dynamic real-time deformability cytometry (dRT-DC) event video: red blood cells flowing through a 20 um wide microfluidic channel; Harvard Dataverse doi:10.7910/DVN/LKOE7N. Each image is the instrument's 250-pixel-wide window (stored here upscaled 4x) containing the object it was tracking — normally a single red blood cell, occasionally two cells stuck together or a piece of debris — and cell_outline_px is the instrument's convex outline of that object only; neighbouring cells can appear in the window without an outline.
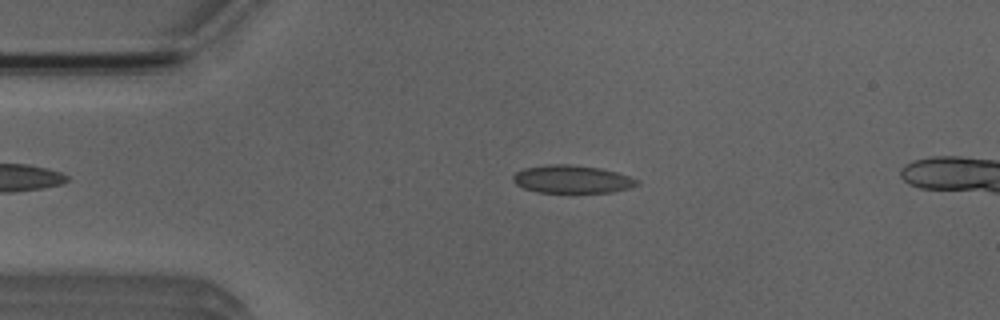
{"species": "Egyptian fruit bat (a non-hibernating species)", "species_latin": "Rousettus aegyptiacus", "temperature_condition": "room temperature", "stored_images_in_passage": 44, "camera_frame_rate_fps": 3000, "um_per_image_px": 0.085, "animal": {"sex": "male"}, "frame": {"image": 1, "passage_image": 10, "time_ms": 3.0, "image_size_px": [1000, 320], "cell_outline_px": [[640, 184], [628, 188], [612, 192], [540, 192], [524, 188], [516, 184], [512, 180], [512, 176], [516, 172], [524, 168], [548, 164], [568, 164], [600, 168], [616, 172], [640, 180]], "centroid_in_image_um": [48.62, 15.23], "position_along_channel_um": 36.4, "area_um2": 20.06}}
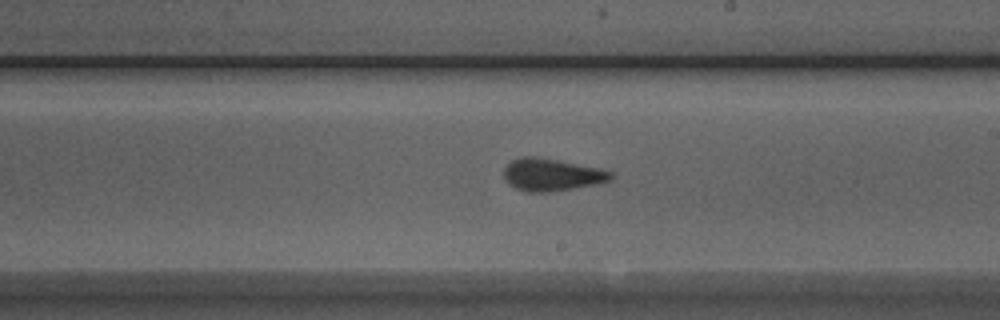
{"frame": {"image": 2, "passage_image": 28, "time_ms": 9.0, "image_size_px": [1000, 320], "cell_outline_px": [[616, 176], [612, 180], [596, 184], [548, 192], [528, 192], [516, 188], [508, 184], [504, 180], [504, 168], [512, 160], [520, 156], [540, 156], [600, 168], [612, 172]], "centroid_in_image_um": [46.9, 14.83], "position_along_channel_um": 242.1, "area_um2": 20.46}}
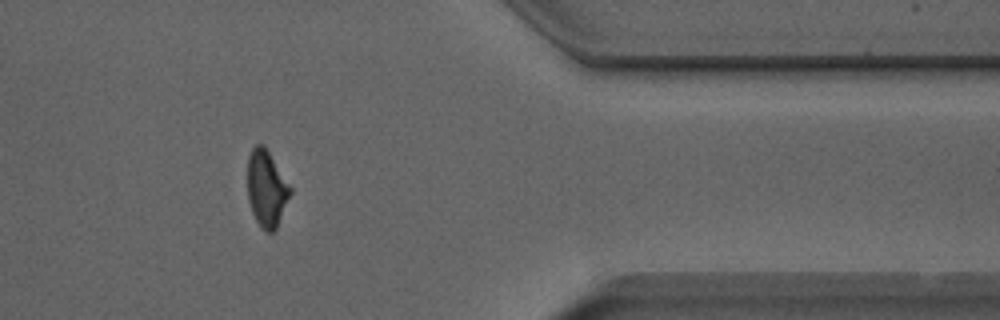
{"frame": {"image": 3, "passage_image": 41, "time_ms": 13.333, "image_size_px": [1000, 320], "cell_outline_px": [[292, 192], [276, 228], [272, 232], [264, 232], [260, 228], [252, 212], [248, 200], [248, 156], [252, 148], [256, 144], [264, 144], [292, 188]], "centroid_in_image_um": [22.66, 16.03], "position_along_channel_um": 388.7, "area_um2": 19.13}, "authors_computed_cell_mechanics": {"area_um2": 20.0566, "velocity_mm_per_s": 3.9319, "shape_relaxation_time_tau1_ms": 3.7732, "shape_relaxation_time_tau2_ms": 1.3175, "deformation_change_tau1": 0.1044, "deformation_change_tau2": 0.0778}}